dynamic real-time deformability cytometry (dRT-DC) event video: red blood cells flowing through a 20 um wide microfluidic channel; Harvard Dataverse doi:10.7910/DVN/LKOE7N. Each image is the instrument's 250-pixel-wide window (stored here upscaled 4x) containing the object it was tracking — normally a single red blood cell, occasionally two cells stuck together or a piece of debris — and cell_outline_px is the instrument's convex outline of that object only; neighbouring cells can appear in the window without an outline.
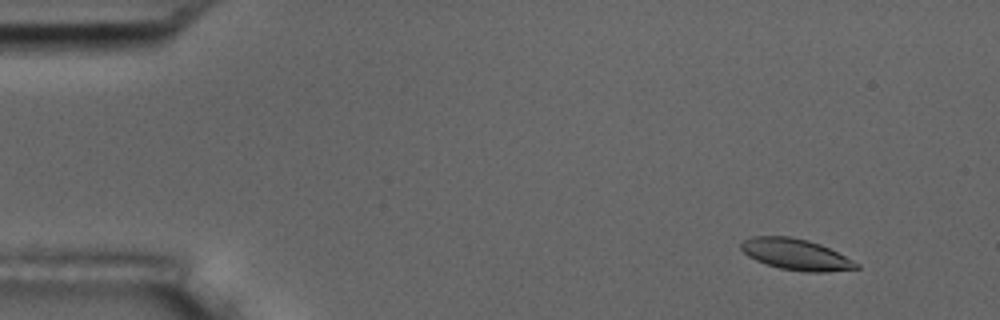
{"species": "common noctule bat (a hibernating species)", "species_latin": "Nyctalus noctula", "temperature_condition": "room temperature", "stored_images_in_passage": 51, "camera_frame_rate_fps": 3000, "um_per_image_px": 0.085, "animal": {"sex": "male", "body_mass_g": 17.5, "forearm_length_mm": 52.3}, "frame": {"image": 1, "passage_image": 2, "time_ms": 0.333, "image_size_px": [1000, 320], "cell_outline_px": [[860, 268], [828, 272], [804, 272], [780, 268], [756, 260], [748, 256], [740, 248], [740, 244], [744, 240], [752, 236], [788, 236], [808, 240], [820, 244], [860, 264]], "centroid_in_image_um": [67.65, 21.63], "position_along_channel_um": 17.4, "area_um2": 20.75}}
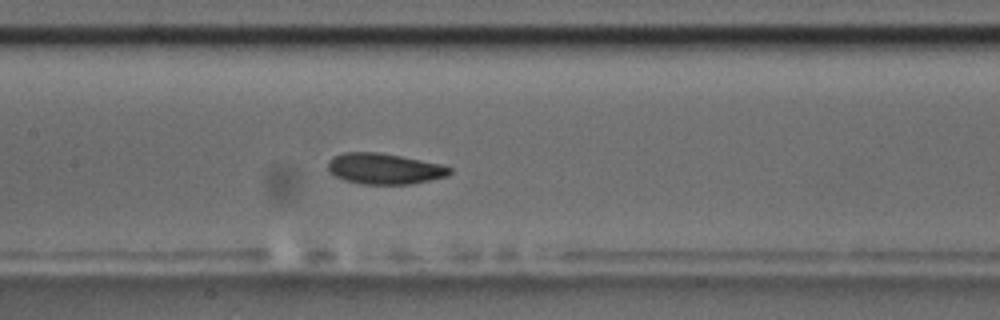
{"frame": {"image": 2, "passage_image": 23, "time_ms": 7.333, "image_size_px": [1000, 320], "cell_outline_px": [[452, 172], [448, 176], [412, 184], [360, 184], [344, 180], [336, 176], [328, 168], [328, 160], [332, 156], [344, 152], [380, 152], [440, 164], [452, 168]], "centroid_in_image_um": [32.67, 14.34], "position_along_channel_um": 174.7, "area_um2": 21.91}}
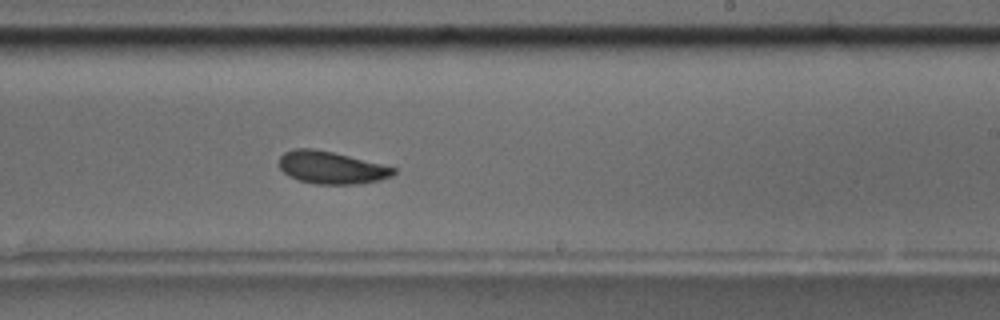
{"frame": {"image": 3, "passage_image": 30, "time_ms": 9.667, "image_size_px": [1000, 320], "cell_outline_px": [[396, 172], [392, 176], [380, 180], [360, 184], [316, 184], [300, 180], [288, 176], [280, 168], [280, 156], [284, 152], [292, 148], [312, 148], [332, 152], [396, 168]], "centroid_in_image_um": [28.15, 14.25], "position_along_channel_um": 260.9, "area_um2": 21.5}, "authors_computed_cell_mechanics": {"area_um2": 21.8484, "velocity_mm_per_s": 3.7079, "shape_relaxation_time_tau1_ms": 3.4953, "shape_relaxation_time_tau2_ms": 7.4433, "deformation_change_tau1": 0.1101, "deformation_change_tau2": 0.1346}}